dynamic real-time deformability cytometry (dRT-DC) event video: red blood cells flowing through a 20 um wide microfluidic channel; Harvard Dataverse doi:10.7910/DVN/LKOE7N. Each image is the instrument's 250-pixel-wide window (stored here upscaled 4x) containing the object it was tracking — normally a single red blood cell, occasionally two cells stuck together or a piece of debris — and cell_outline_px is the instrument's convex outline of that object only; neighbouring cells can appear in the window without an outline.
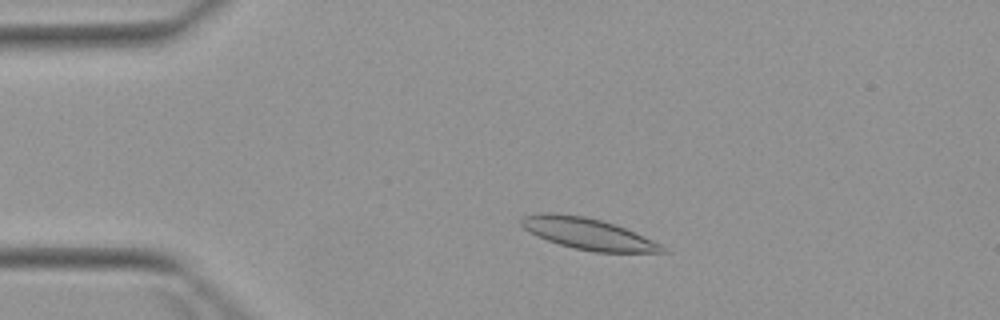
{"species": "Egyptian fruit bat (a non-hibernating species)", "species_latin": "Rousettus aegyptiacus", "temperature_condition": "warm", "stored_images_in_passage": 4, "camera_frame_rate_fps": 3000, "um_per_image_px": 0.085, "animal": {"sex": "female"}, "frame": {"image": 1, "passage_image": 2, "time_ms": 1.333, "image_size_px": [1000, 320], "cell_outline_px": [[668, 252], [592, 252], [560, 244], [548, 240], [528, 232], [520, 224], [520, 220], [524, 216], [540, 212], [548, 212], [584, 216], [616, 224], [644, 236], [660, 244]], "centroid_in_image_um": [49.95, 19.86], "position_along_channel_um": 35.1, "area_um2": 25.55}}